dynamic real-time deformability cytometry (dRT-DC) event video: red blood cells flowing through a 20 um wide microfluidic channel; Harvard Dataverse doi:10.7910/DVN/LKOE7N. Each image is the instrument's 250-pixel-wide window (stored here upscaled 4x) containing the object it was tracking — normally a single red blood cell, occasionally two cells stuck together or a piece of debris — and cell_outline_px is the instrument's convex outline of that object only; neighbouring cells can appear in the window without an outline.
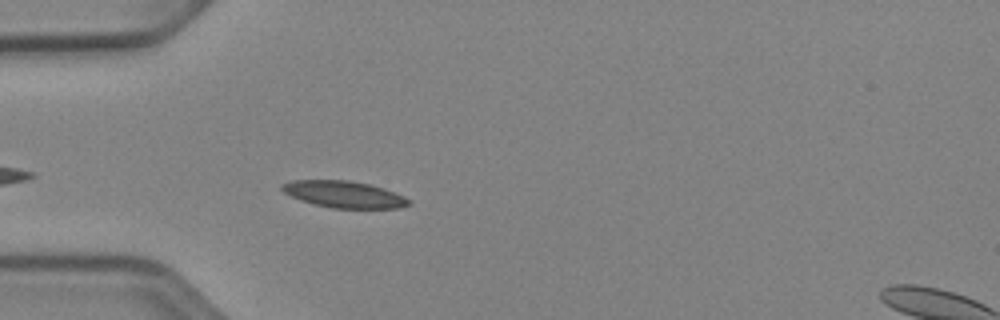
{"species": "Egyptian fruit bat (a non-hibernating species)", "species_latin": "Rousettus aegyptiacus", "temperature_condition": "cold", "stored_images_in_passage": 29, "camera_frame_rate_fps": 3000, "um_per_image_px": 0.085, "animal": {"sex": "female"}, "frame": {"image": 1, "passage_image": 4, "time_ms": 1.0, "image_size_px": [1000, 320], "cell_outline_px": [[412, 204], [400, 208], [332, 208], [300, 200], [284, 192], [280, 188], [280, 184], [292, 180], [348, 180], [372, 184], [384, 188], [404, 196], [412, 200]], "centroid_in_image_um": [29.28, 16.51], "position_along_channel_um": 55.7, "area_um2": 19.88}}
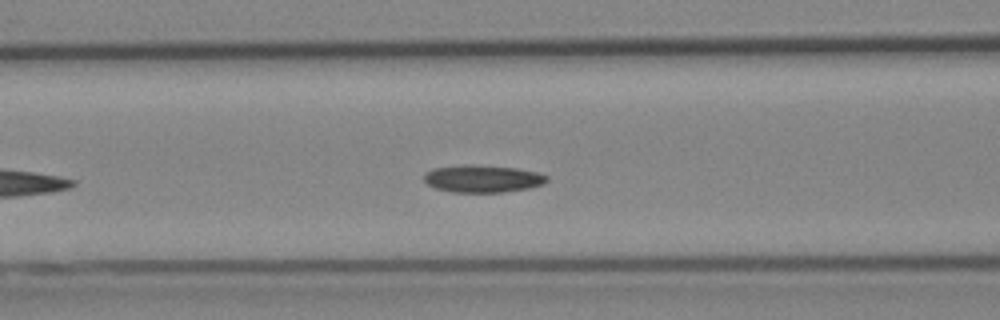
{"frame": {"image": 2, "passage_image": 10, "time_ms": 3.0, "image_size_px": [1000, 320], "cell_outline_px": [[548, 180], [544, 184], [528, 188], [504, 192], [452, 192], [436, 188], [428, 184], [424, 180], [424, 172], [432, 168], [468, 164], [472, 164], [516, 168], [540, 172], [548, 176]], "centroid_in_image_um": [41.03, 15.18], "position_along_channel_um": 125.6, "area_um2": 19.77}}
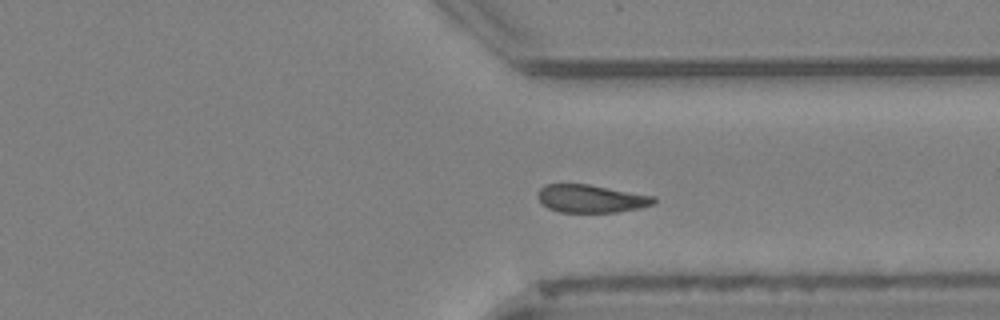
{"frame": {"image": 3, "passage_image": 25, "time_ms": 8.0, "image_size_px": [1000, 320], "cell_outline_px": [[656, 200], [652, 204], [640, 208], [616, 212], [560, 212], [548, 208], [540, 200], [540, 188], [544, 184], [588, 184], [656, 196]], "centroid_in_image_um": [50.28, 16.88], "position_along_channel_um": 361.1, "area_um2": 18.67}, "authors_computed_cell_mechanics": {"area_um2": 19.5364, "velocity_mm_per_s": 3.8641, "shape_relaxation_time_tau1_ms": 3.3179, "shape_relaxation_time_tau2_ms": null, "deformation_change_tau1": 0.0777, "deformation_change_tau2": null}}